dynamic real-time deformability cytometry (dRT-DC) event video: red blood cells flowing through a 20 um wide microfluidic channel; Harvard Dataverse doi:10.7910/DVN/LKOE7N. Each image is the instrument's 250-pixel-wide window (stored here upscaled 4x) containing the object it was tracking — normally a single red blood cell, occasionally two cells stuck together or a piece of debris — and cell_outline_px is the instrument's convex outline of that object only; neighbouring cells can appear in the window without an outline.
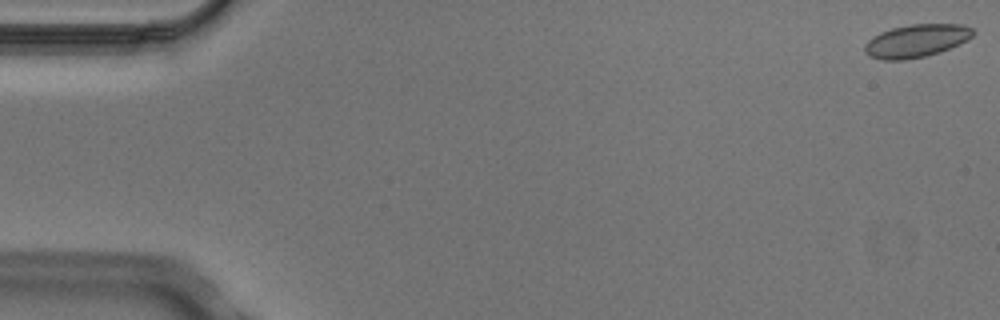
{"species": "Egyptian fruit bat (a non-hibernating species)", "species_latin": "Rousettus aegyptiacus", "temperature_condition": "cold", "stored_images_in_passage": 4, "camera_frame_rate_fps": 3000, "um_per_image_px": 0.085, "animal": {"sex": "male"}, "frame": {"image": 1, "passage_image": 1, "time_ms": 0.0, "image_size_px": [1000, 320], "cell_outline_px": [[976, 32], [968, 40], [940, 52], [924, 56], [904, 60], [880, 60], [868, 56], [864, 52], [864, 44], [872, 36], [880, 32], [892, 28], [912, 24], [964, 24], [972, 28]], "centroid_in_image_um": [77.87, 3.47], "position_along_channel_um": 7.1, "area_um2": 20.98}}
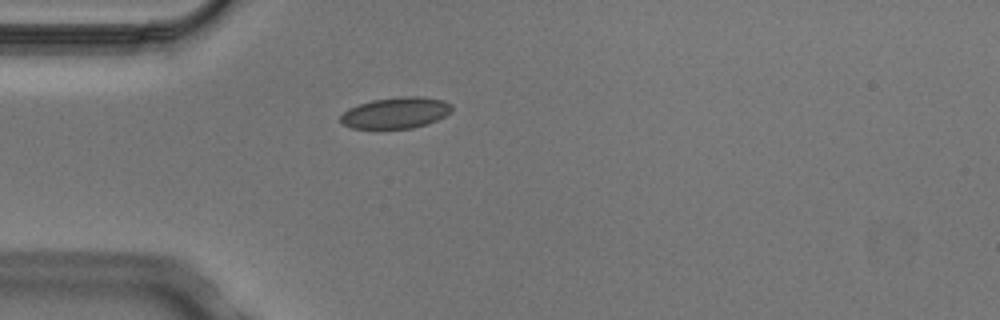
{"frame": {"image": 2, "passage_image": 4, "time_ms": 1.0, "image_size_px": [1000, 320], "cell_outline_px": [[452, 112], [428, 124], [412, 128], [380, 132], [352, 128], [344, 124], [340, 120], [340, 116], [348, 108], [372, 100], [400, 96], [420, 96], [444, 100], [452, 104]], "centroid_in_image_um": [33.62, 9.64], "position_along_channel_um": 51.4, "area_um2": 21.1}}